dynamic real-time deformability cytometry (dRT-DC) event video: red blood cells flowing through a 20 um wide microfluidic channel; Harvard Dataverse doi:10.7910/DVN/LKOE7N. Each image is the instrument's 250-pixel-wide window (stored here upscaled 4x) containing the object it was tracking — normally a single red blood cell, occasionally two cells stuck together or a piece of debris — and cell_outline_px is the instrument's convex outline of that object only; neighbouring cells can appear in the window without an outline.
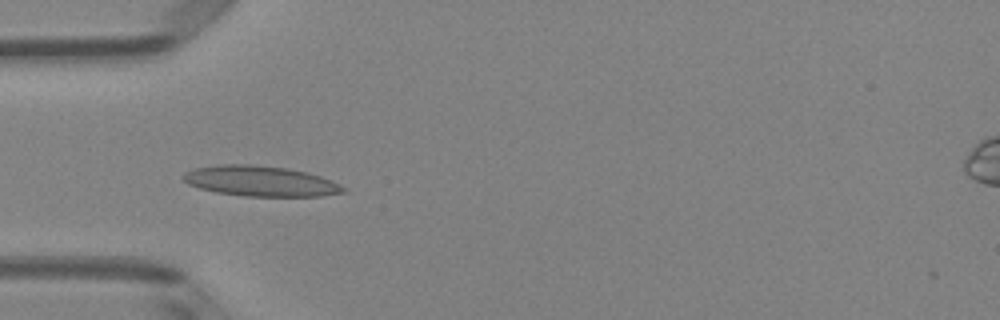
{"species": "Egyptian fruit bat (a non-hibernating species)", "species_latin": "Rousettus aegyptiacus", "temperature_condition": "room temperature", "stored_images_in_passage": 7, "camera_frame_rate_fps": 3000, "um_per_image_px": 0.085, "animal": {"sex": "female"}, "frame": {"image": 1, "passage_image": 4, "time_ms": 1.0, "image_size_px": [1000, 320], "cell_outline_px": [[348, 192], [320, 196], [244, 196], [216, 192], [200, 188], [188, 184], [184, 180], [184, 172], [196, 168], [220, 164], [252, 164], [288, 168], [308, 172], [332, 180], [348, 188]], "centroid_in_image_um": [22.2, 15.39], "position_along_channel_um": 62.8, "area_um2": 28.5}}
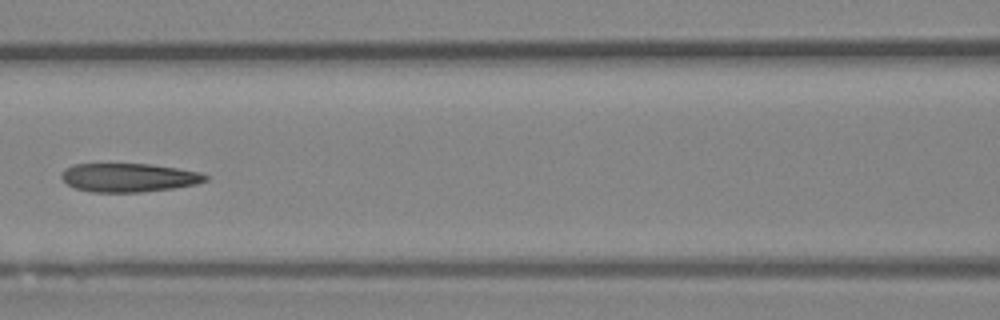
{"frame": {"image": 2, "passage_image": 6, "time_ms": 1.667, "image_size_px": [1000, 320], "cell_outline_px": [[208, 180], [196, 184], [172, 188], [140, 192], [92, 192], [76, 188], [68, 184], [60, 176], [64, 168], [76, 164], [152, 164], [200, 172], [208, 176]], "centroid_in_image_um": [10.95, 15.09], "position_along_channel_um": 155.7, "area_um2": 23.93}}
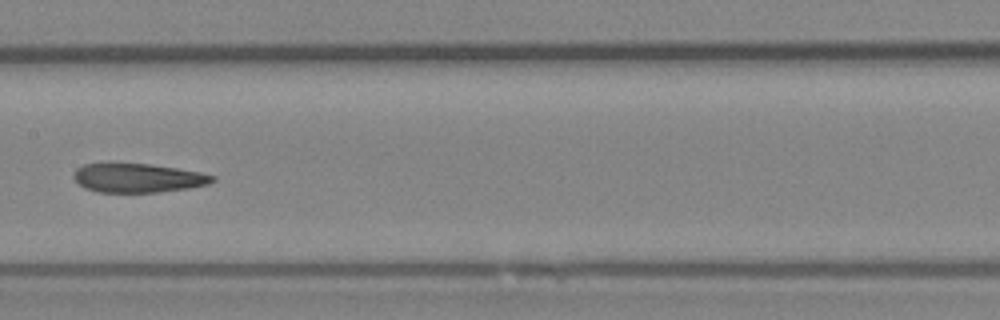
{"frame": {"image": 3, "passage_image": 7, "time_ms": 2.0, "image_size_px": [1000, 320], "cell_outline_px": [[216, 180], [208, 184], [188, 188], [156, 192], [100, 192], [84, 188], [72, 176], [76, 168], [84, 164], [148, 164], [176, 168], [200, 172], [216, 176]], "centroid_in_image_um": [11.73, 15.13], "position_along_channel_um": 195.7, "area_um2": 23.18}}